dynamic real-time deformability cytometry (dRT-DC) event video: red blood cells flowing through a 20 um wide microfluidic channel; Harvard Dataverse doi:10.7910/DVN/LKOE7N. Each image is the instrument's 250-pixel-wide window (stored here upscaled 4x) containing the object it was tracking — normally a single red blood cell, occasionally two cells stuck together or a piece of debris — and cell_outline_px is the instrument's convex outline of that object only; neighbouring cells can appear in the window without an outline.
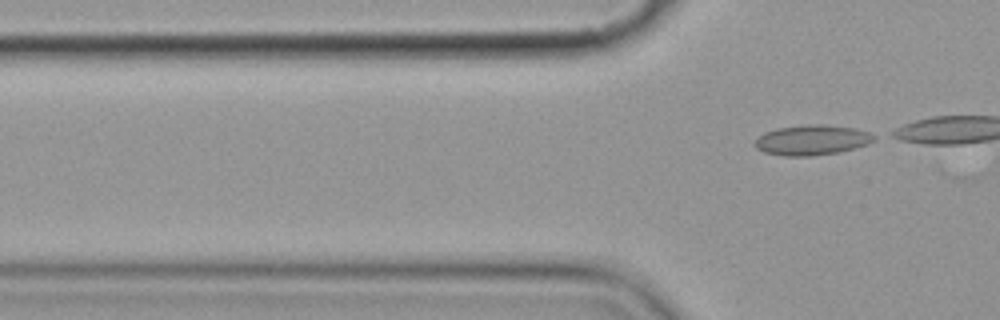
{"species": "common noctule bat (a hibernating species)", "species_latin": "Nyctalus noctula", "temperature_condition": "cold", "stored_images_in_passage": 3, "camera_frame_rate_fps": 3000, "um_per_image_px": 0.085, "animal": {"sex": "female", "body_mass_g": 19.9}, "frame": {"image": 1, "passage_image": 3, "time_ms": 3.333, "image_size_px": [1000, 320], "cell_outline_px": [[876, 140], [868, 144], [856, 148], [840, 152], [812, 156], [784, 156], [764, 152], [756, 148], [752, 144], [764, 132], [776, 128], [812, 124], [820, 124], [856, 128], [868, 132], [876, 136]], "centroid_in_image_um": [69.03, 11.91], "position_along_channel_um": 56.8, "area_um2": 21.1}}